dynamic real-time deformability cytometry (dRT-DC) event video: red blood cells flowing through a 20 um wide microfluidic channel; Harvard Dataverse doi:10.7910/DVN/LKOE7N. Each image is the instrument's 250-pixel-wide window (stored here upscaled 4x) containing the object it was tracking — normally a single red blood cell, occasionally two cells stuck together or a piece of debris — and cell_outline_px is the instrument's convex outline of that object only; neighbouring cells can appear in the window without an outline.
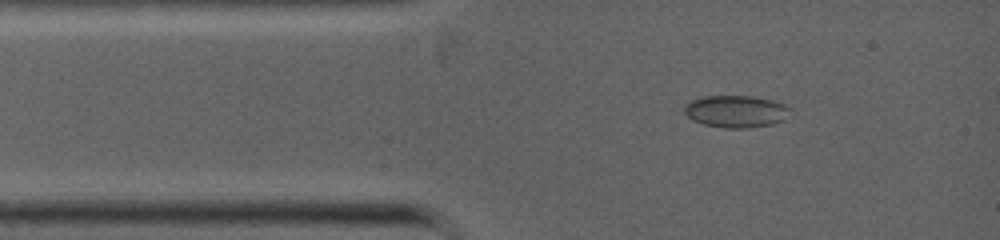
{"species": "common noctule bat (a hibernating species)", "species_latin": "Nyctalus noctula", "temperature_condition": "warm", "stored_images_in_passage": 2, "camera_frame_rate_fps": 5000, "um_per_image_px": 0.085, "animal": {"sex": "female", "body_mass_g": 19.0, "forearm_length_mm": 53.3}, "frame": {"image": 1, "passage_image": 2, "time_ms": 0.2, "image_size_px": [1000, 240], "cell_outline_px": [[792, 108], [784, 120], [772, 124], [748, 128], [724, 128], [704, 124], [692, 120], [684, 112], [684, 104], [688, 100], [704, 96], [752, 96], [772, 100], [784, 104]], "centroid_in_image_um": [62.54, 9.46], "position_along_channel_um": 22.5, "area_um2": 20.0}}